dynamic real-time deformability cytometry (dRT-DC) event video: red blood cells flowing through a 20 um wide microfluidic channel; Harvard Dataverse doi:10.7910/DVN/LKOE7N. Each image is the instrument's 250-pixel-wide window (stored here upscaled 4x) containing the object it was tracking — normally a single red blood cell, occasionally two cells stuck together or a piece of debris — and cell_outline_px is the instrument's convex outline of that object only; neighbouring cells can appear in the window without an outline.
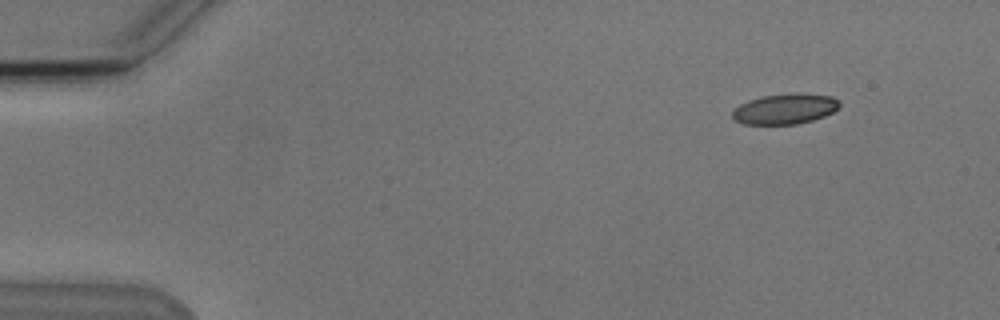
{"species": "Egyptian fruit bat (a non-hibernating species)", "species_latin": "Rousettus aegyptiacus", "temperature_condition": "cold", "stored_images_in_passage": 4, "camera_frame_rate_fps": 3000, "um_per_image_px": 0.085, "animal": {"sex": "male"}, "frame": {"image": 1, "passage_image": 1, "time_ms": 0.0, "image_size_px": [1000, 320], "cell_outline_px": [[840, 104], [832, 112], [824, 116], [812, 120], [796, 124], [744, 124], [736, 120], [732, 116], [732, 112], [740, 104], [748, 100], [760, 96], [792, 92], [832, 96]], "centroid_in_image_um": [66.7, 9.24], "position_along_channel_um": 18.3, "area_um2": 18.9}}
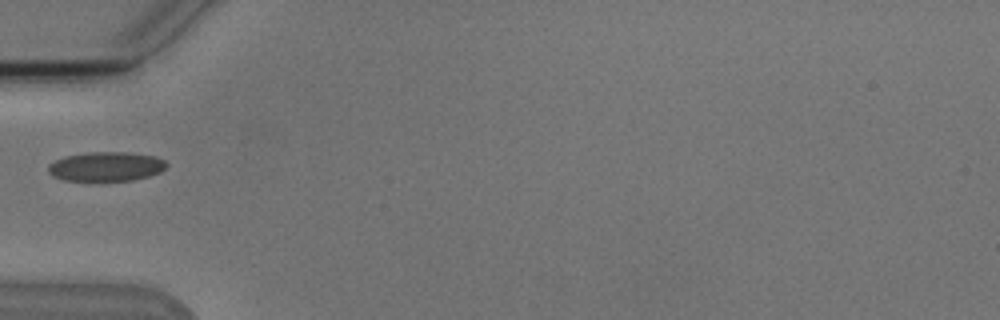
{"frame": {"image": 2, "passage_image": 4, "time_ms": 4.333, "image_size_px": [1000, 320], "cell_outline_px": [[168, 164], [160, 172], [148, 176], [132, 180], [64, 180], [52, 176], [48, 172], [48, 164], [64, 156], [92, 152], [124, 152], [156, 156], [164, 160]], "centroid_in_image_um": [9.01, 14.14], "position_along_channel_um": 76.0, "area_um2": 20.06}}